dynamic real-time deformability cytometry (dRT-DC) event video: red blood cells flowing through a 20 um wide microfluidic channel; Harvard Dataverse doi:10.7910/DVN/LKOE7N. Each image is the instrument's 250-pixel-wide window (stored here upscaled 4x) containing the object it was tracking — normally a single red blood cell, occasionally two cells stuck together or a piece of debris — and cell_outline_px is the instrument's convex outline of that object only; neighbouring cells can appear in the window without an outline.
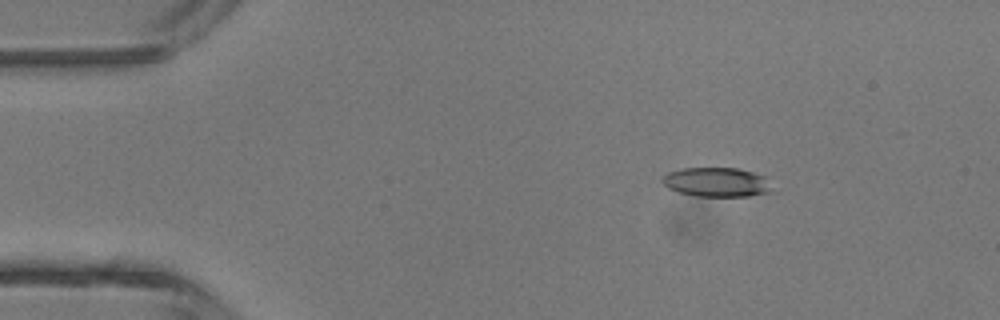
{"species": "common noctule bat (a hibernating species)", "species_latin": "Nyctalus noctula", "temperature_condition": "room temperature", "stored_images_in_passage": 5, "camera_frame_rate_fps": 3000, "um_per_image_px": 0.085, "animal": {"sex": "male", "body_mass_g": 13.3}, "frame": {"image": 1, "passage_image": 2, "time_ms": 0.333, "image_size_px": [1000, 320], "cell_outline_px": [[776, 192], [748, 196], [696, 196], [676, 192], [668, 188], [660, 180], [668, 172], [684, 168], [736, 168], [752, 172], [764, 176]], "centroid_in_image_um": [60.93, 15.49], "position_along_channel_um": 24.1, "area_um2": 18.9}}